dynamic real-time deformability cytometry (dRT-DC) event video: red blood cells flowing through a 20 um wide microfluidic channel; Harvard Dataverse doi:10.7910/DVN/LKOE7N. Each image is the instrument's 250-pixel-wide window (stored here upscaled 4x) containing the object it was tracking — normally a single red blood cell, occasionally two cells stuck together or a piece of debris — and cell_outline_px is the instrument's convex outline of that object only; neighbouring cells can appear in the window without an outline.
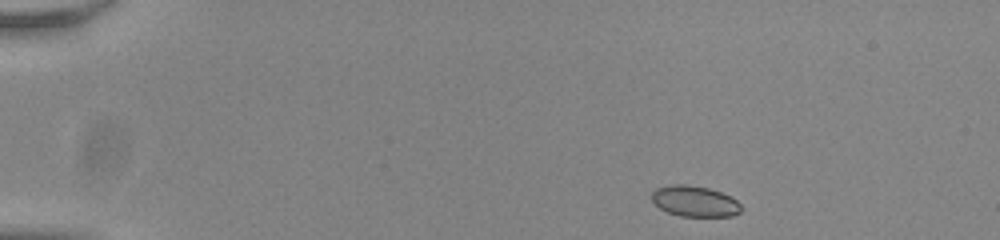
{"species": "common noctule bat (a hibernating species)", "species_latin": "Nyctalus noctula", "temperature_condition": "room temperature", "stored_images_in_passage": 47, "camera_frame_rate_fps": 3000, "um_per_image_px": 0.085, "animal": {"sex": "male", "body_mass_g": 20.0, "forearm_length_mm": 53.3}, "frame": {"image": 1, "passage_image": 1, "time_ms": 0.0, "image_size_px": [1000, 240], "cell_outline_px": [[744, 208], [740, 212], [732, 216], [680, 216], [668, 212], [660, 208], [652, 200], [652, 192], [656, 188], [672, 184], [688, 184], [708, 188], [720, 192], [736, 200]], "centroid_in_image_um": [59.06, 17.1], "position_along_channel_um": 25.9, "area_um2": 16.01}}
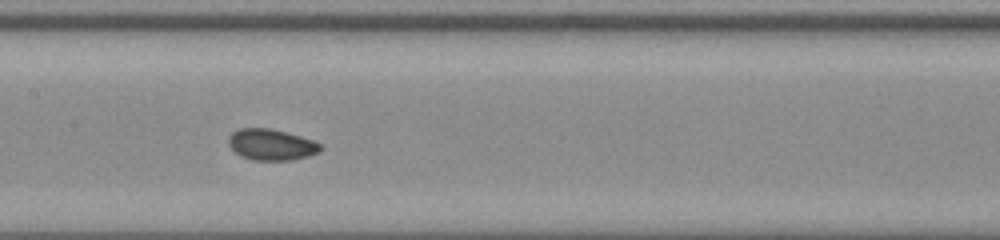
{"frame": {"image": 2, "passage_image": 21, "time_ms": 6.667, "image_size_px": [1000, 240], "cell_outline_px": [[324, 148], [320, 152], [308, 156], [292, 160], [252, 160], [240, 156], [228, 144], [228, 136], [232, 132], [240, 128], [272, 128], [288, 132], [312, 140], [320, 144]], "centroid_in_image_um": [23.07, 12.29], "position_along_channel_um": 184.3, "area_um2": 16.88}}
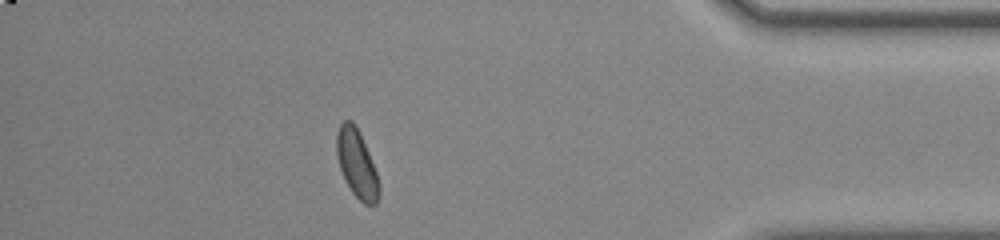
{"frame": {"image": 3, "passage_image": 41, "time_ms": 13.333, "image_size_px": [1000, 240], "cell_outline_px": [[380, 192], [376, 204], [364, 204], [352, 192], [344, 180], [340, 168], [336, 152], [336, 136], [340, 124], [344, 120], [352, 120], [368, 152], [376, 172], [380, 184]], "centroid_in_image_um": [30.32, 13.94], "position_along_channel_um": 404.9, "area_um2": 16.53}, "authors_computed_cell_mechanics": {"area_um2": 16.5308, "velocity_mm_per_s": 3.8263, "shape_relaxation_time_tau1_ms": null, "shape_relaxation_time_tau2_ms": 1.3791, "deformation_change_tau1": null, "deformation_change_tau2": 0.0466}}